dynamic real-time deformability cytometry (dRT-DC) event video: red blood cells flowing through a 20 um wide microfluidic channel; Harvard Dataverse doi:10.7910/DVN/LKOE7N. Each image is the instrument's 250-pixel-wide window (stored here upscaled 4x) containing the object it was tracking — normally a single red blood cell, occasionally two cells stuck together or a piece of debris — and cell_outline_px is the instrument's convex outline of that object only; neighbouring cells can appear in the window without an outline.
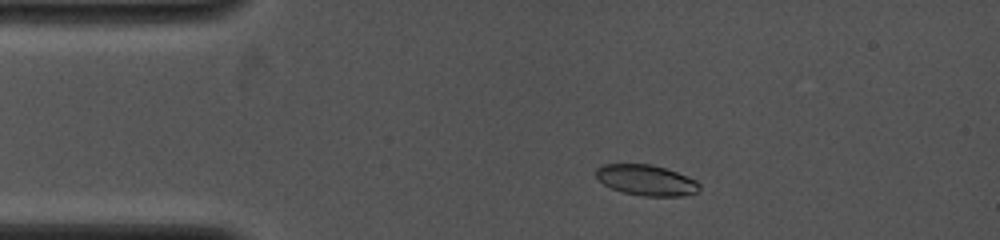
{"species": "common noctule bat (a hibernating species)", "species_latin": "Nyctalus noctula", "temperature_condition": "cold", "stored_images_in_passage": 36, "camera_frame_rate_fps": 4000, "um_per_image_px": 0.085, "animal": {"sex": "female", "body_mass_g": 19.0, "forearm_length_mm": 53.3}, "frame": {"image": 1, "passage_image": 5, "time_ms": 1.25, "image_size_px": [1000, 240], "cell_outline_px": [[700, 188], [696, 192], [684, 196], [644, 196], [624, 192], [612, 188], [604, 184], [596, 176], [596, 168], [604, 164], [648, 164], [664, 168], [688, 176], [696, 180], [700, 184]], "centroid_in_image_um": [54.95, 15.31], "position_along_channel_um": 30.0, "area_um2": 18.32}}
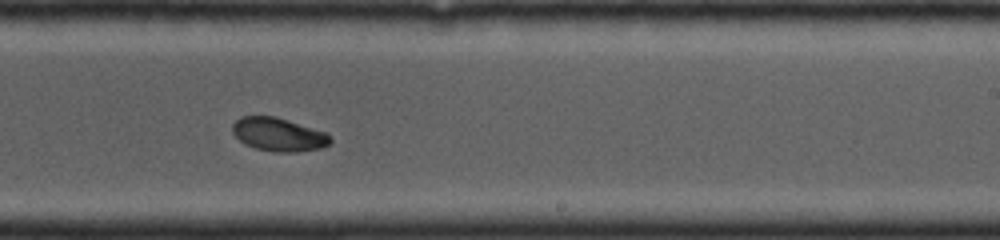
{"frame": {"image": 2, "passage_image": 23, "time_ms": 7.75, "image_size_px": [1000, 240], "cell_outline_px": [[332, 140], [328, 144], [320, 148], [296, 152], [276, 152], [256, 148], [244, 144], [232, 132], [232, 124], [240, 116], [276, 116], [324, 132]], "centroid_in_image_um": [23.62, 11.42], "position_along_channel_um": 265.4, "area_um2": 18.84}}
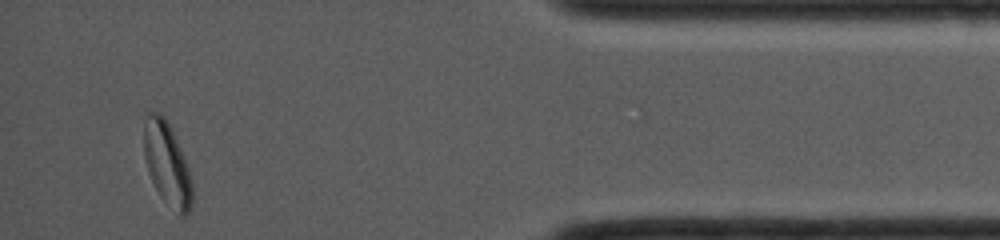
{"frame": {"image": 3, "passage_image": 36, "time_ms": 12.25, "image_size_px": [1000, 240], "cell_outline_px": [[192, 204], [188, 212], [184, 216], [180, 216], [160, 196], [148, 172], [144, 156], [144, 120], [148, 112], [160, 112], [164, 116], [180, 148], [188, 168], [192, 184]], "centroid_in_image_um": [14.19, 13.93], "position_along_channel_um": 421.0, "area_um2": 23.06}}